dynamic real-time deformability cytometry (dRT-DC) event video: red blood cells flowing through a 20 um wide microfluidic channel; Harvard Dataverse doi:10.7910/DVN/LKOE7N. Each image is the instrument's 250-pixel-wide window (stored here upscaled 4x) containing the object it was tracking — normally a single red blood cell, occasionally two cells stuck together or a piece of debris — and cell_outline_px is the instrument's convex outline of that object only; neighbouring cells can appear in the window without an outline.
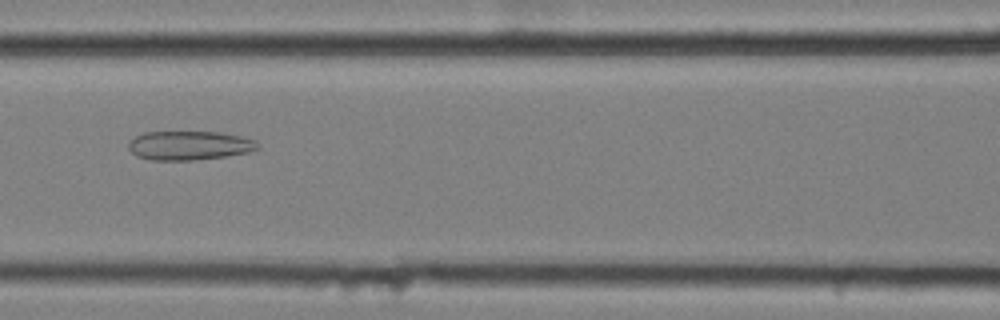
{"species": "common noctule bat (a hibernating species)", "species_latin": "Nyctalus noctula", "temperature_condition": "cold", "stored_images_in_passage": 58, "camera_frame_rate_fps": 3000, "um_per_image_px": 0.085, "animal": {"sex": "female", "body_mass_g": 25.1}, "frame": {"image": 1, "passage_image": 26, "time_ms": 8.333, "image_size_px": [1000, 320], "cell_outline_px": [[260, 148], [252, 152], [224, 156], [192, 160], [152, 160], [136, 156], [128, 148], [128, 144], [136, 136], [144, 132], [220, 132], [244, 136], [256, 140], [260, 144]], "centroid_in_image_um": [16.16, 12.36], "position_along_channel_um": 150.4, "area_um2": 22.02}}
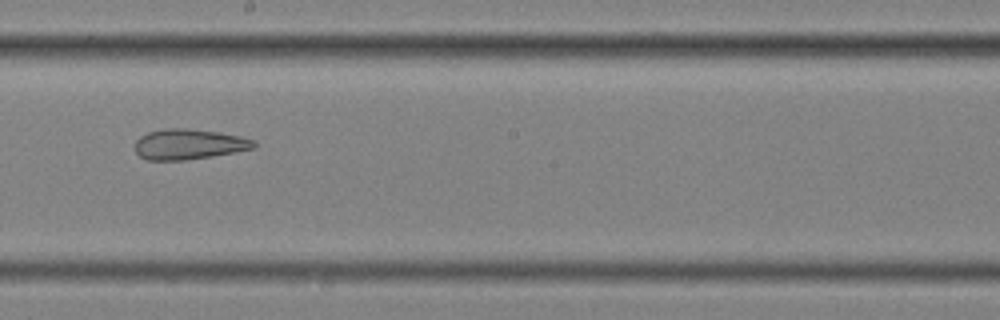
{"frame": {"image": 2, "passage_image": 33, "time_ms": 10.667, "image_size_px": [1000, 320], "cell_outline_px": [[256, 148], [236, 152], [188, 160], [148, 160], [140, 156], [136, 152], [136, 140], [140, 136], [148, 132], [164, 128], [188, 128], [220, 132], [240, 136], [256, 140]], "centroid_in_image_um": [16.09, 12.25], "position_along_channel_um": 232.1, "area_um2": 21.27}}
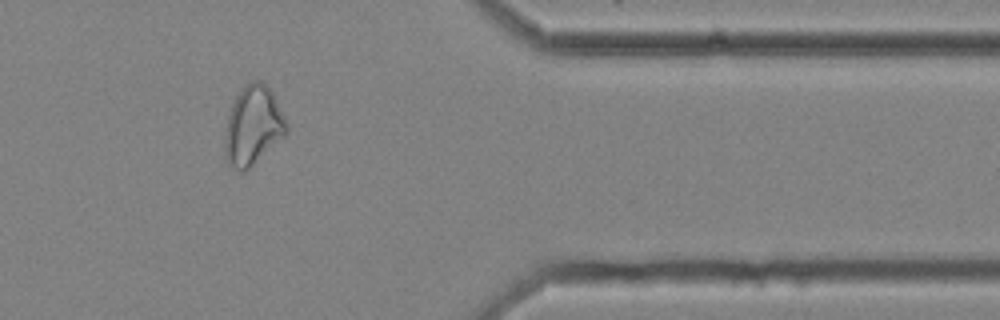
{"frame": {"image": 3, "passage_image": 48, "time_ms": 15.667, "image_size_px": [1000, 320], "cell_outline_px": [[288, 132], [284, 136], [244, 172], [240, 172], [228, 164], [224, 156], [224, 144], [228, 116], [232, 104], [236, 96], [252, 80], [260, 80], [272, 92], [288, 124]], "centroid_in_image_um": [21.5, 10.71], "position_along_channel_um": 389.9, "area_um2": 27.98}, "authors_computed_cell_mechanics": {"area_um2": 28.8711, "velocity_mm_per_s": 3.5072, "shape_relaxation_time_tau1_ms": null, "shape_relaxation_time_tau2_ms": 3.2582, "deformation_change_tau1": null, "deformation_change_tau2": 0.1197}}